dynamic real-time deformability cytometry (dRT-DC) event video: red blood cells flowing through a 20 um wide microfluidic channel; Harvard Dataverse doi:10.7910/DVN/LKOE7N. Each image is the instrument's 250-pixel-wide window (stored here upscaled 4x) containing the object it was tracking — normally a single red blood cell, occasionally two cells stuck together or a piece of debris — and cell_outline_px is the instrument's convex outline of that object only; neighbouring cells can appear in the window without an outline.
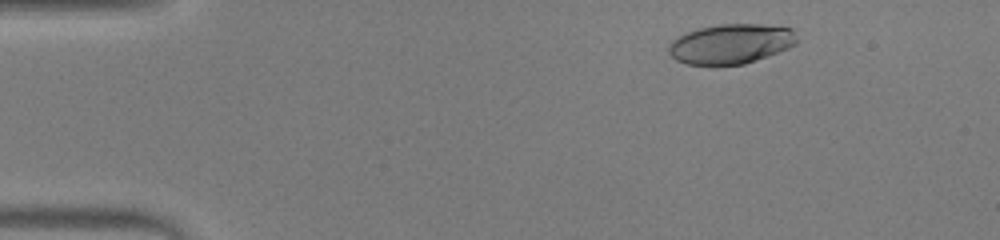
{"species": "human", "species_latin": "Homo sapiens", "temperature_condition": "warm", "stored_images_in_passage": 50, "camera_frame_rate_fps": 3000, "um_per_image_px": 0.085, "donor": {"sex": "male"}, "frame": {"image": 1, "passage_image": 5, "time_ms": 1.333, "image_size_px": [1000, 240], "cell_outline_px": [[796, 44], [788, 48], [744, 64], [716, 68], [712, 68], [688, 64], [676, 60], [668, 52], [668, 44], [672, 40], [688, 32], [700, 28], [720, 24], [760, 24], [792, 28], [796, 40]], "centroid_in_image_um": [62.07, 3.77], "position_along_channel_um": 22.9, "area_um2": 30.17}}
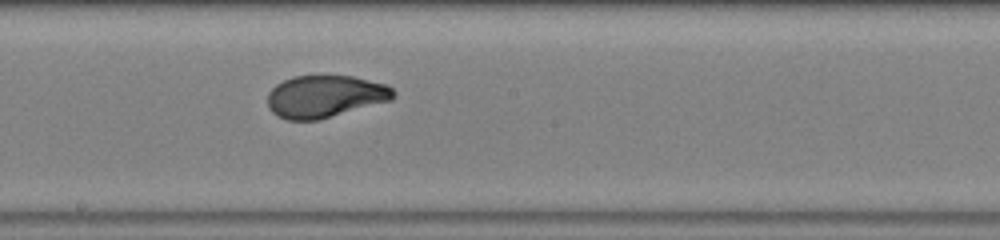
{"frame": {"image": 2, "passage_image": 27, "time_ms": 8.667, "image_size_px": [1000, 240], "cell_outline_px": [[396, 96], [392, 100], [320, 120], [288, 120], [276, 116], [268, 108], [268, 92], [276, 84], [292, 76], [352, 76], [388, 84], [396, 92]], "centroid_in_image_um": [27.64, 8.2], "position_along_channel_um": 220.6, "area_um2": 31.33}}
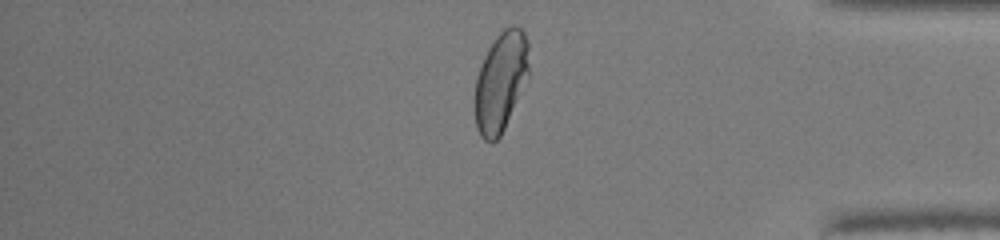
{"frame": {"image": 3, "passage_image": 42, "time_ms": 13.667, "image_size_px": [1000, 240], "cell_outline_px": [[528, 76], [504, 128], [500, 136], [492, 144], [484, 140], [480, 136], [476, 128], [476, 76], [484, 56], [488, 48], [496, 36], [504, 28], [512, 24], [516, 24], [524, 32], [528, 44]], "centroid_in_image_um": [42.56, 6.92], "position_along_channel_um": 392.6, "area_um2": 31.1}, "authors_computed_cell_mechanics": {"area_um2": 31.3276, "velocity_mm_per_s": 3.9215, "shape_relaxation_time_tau1_ms": 4.2196, "shape_relaxation_time_tau2_ms": null, "deformation_change_tau1": 0.2299, "deformation_change_tau2": null}}